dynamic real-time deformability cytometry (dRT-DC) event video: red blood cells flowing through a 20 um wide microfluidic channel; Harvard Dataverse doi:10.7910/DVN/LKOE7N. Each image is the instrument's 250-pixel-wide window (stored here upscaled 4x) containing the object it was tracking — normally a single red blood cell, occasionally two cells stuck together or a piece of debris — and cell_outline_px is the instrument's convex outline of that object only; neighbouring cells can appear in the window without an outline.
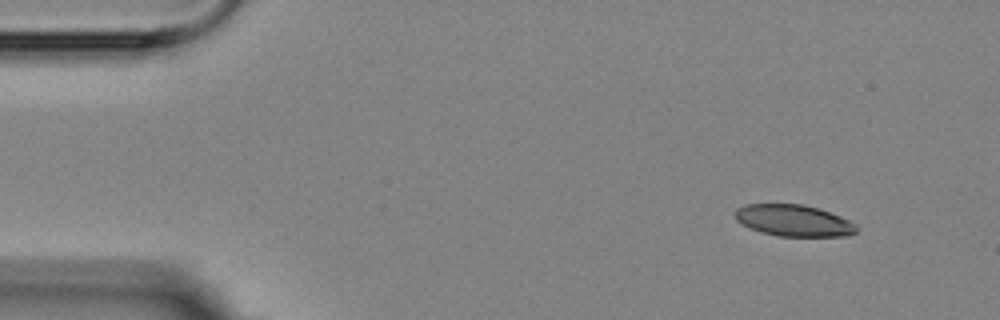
{"species": "Egyptian fruit bat (a non-hibernating species)", "species_latin": "Rousettus aegyptiacus", "temperature_condition": "room temperature", "stored_images_in_passage": 4, "segment_of_instrument_passage": [1, 2], "camera_frame_rate_fps": 3000, "um_per_image_px": 0.085, "animal": {"sex": "female"}, "frame": {"image": 1, "passage_image": 1, "time_ms": 0.0, "image_size_px": [1000, 320], "cell_outline_px": [[860, 228], [856, 232], [848, 236], [776, 236], [760, 232], [748, 228], [736, 220], [736, 208], [744, 204], [804, 204], [820, 208], [840, 216], [856, 224]], "centroid_in_image_um": [67.47, 18.75], "position_along_channel_um": 17.5, "area_um2": 22.6}}